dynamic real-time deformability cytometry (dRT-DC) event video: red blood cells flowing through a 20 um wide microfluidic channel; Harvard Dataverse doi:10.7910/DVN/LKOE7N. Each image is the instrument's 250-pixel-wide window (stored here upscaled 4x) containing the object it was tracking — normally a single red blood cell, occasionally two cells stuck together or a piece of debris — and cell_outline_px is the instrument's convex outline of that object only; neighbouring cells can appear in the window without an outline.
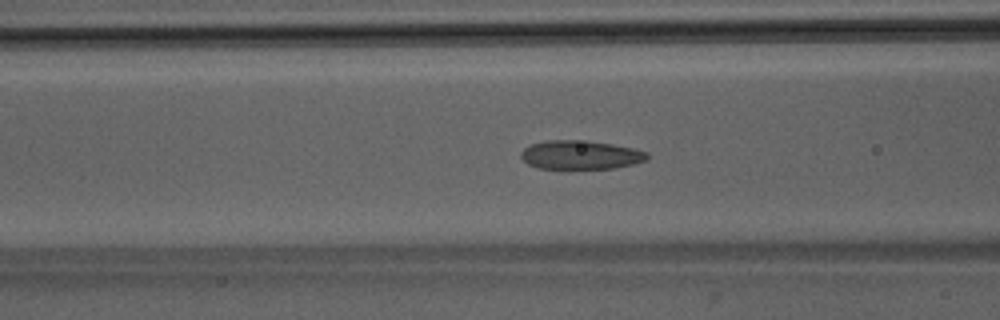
{"species": "Egyptian fruit bat (a non-hibernating species)", "species_latin": "Rousettus aegyptiacus", "temperature_condition": "room temperature", "stored_images_in_passage": 6, "camera_frame_rate_fps": 3000, "um_per_image_px": 0.085, "animal": {"sex": "male"}, "frame": {"image": 1, "passage_image": 4, "time_ms": 1.0, "image_size_px": [1000, 320], "cell_outline_px": [[648, 160], [616, 168], [536, 168], [528, 164], [520, 156], [520, 152], [528, 144], [548, 140], [588, 140], [612, 144], [632, 148], [648, 152]], "centroid_in_image_um": [49.32, 13.15], "position_along_channel_um": 117.3, "area_um2": 21.27}}